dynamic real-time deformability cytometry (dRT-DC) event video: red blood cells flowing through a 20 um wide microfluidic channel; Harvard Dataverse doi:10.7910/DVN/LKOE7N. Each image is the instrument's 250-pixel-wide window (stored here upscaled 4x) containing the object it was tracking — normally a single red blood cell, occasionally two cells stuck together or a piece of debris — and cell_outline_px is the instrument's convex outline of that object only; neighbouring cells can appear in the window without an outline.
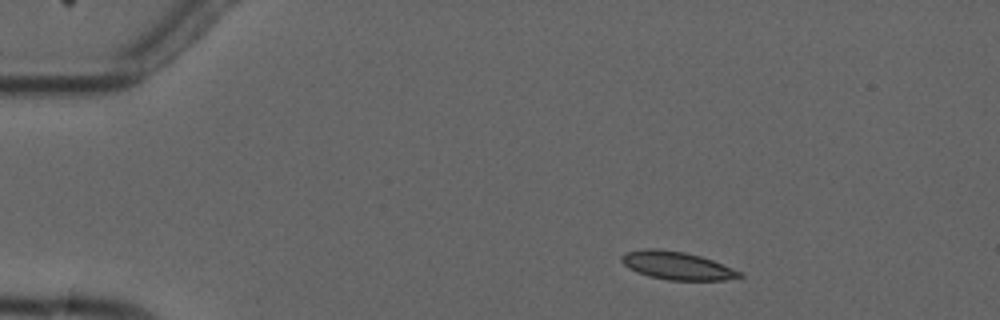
{"species": "common noctule bat (a hibernating species)", "species_latin": "Nyctalus noctula", "temperature_condition": "cold", "stored_images_in_passage": 3, "camera_frame_rate_fps": 3000, "um_per_image_px": 0.085, "animal": {"sex": "male", "forearm_length_mm": 52.5}, "frame": {"image": 1, "passage_image": 2, "time_ms": 1.0, "image_size_px": [1000, 320], "cell_outline_px": [[744, 276], [724, 280], [668, 280], [648, 276], [628, 268], [620, 260], [620, 256], [624, 252], [644, 248], [660, 248], [684, 252], [700, 256], [712, 260], [744, 272]], "centroid_in_image_um": [57.53, 22.56], "position_along_channel_um": 27.5, "area_um2": 19.48}}